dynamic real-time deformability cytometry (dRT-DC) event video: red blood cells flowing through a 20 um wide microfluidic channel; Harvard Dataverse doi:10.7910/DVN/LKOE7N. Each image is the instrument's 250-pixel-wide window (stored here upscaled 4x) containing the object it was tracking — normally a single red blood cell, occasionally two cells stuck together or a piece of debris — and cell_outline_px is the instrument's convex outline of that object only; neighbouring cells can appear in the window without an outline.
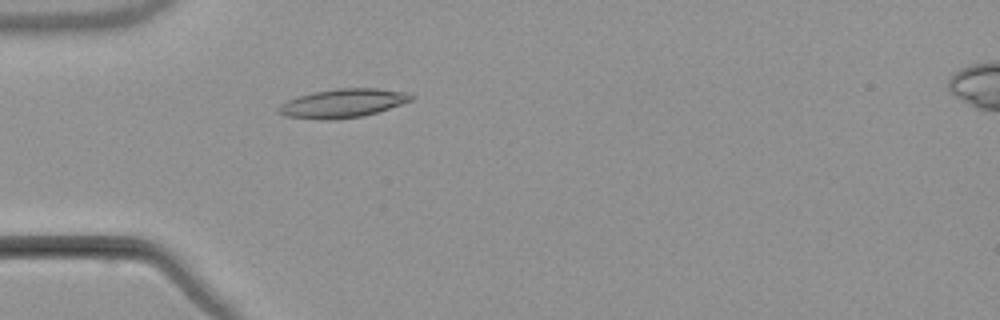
{"species": "common noctule bat (a hibernating species)", "species_latin": "Nyctalus noctula", "temperature_condition": "warm", "stored_images_in_passage": 1, "camera_frame_rate_fps": 3000, "um_per_image_px": 0.085, "animal": {"sex": "male", "body_mass_g": 21.5, "forearm_length_mm": 52.0}, "frame": {"image": 1, "passage_image": 1, "time_ms": 0.0, "image_size_px": [1000, 320], "cell_outline_px": [[412, 100], [364, 116], [328, 120], [324, 120], [284, 116], [276, 112], [276, 108], [280, 104], [288, 100], [312, 92], [336, 88], [376, 88], [408, 92], [412, 96]], "centroid_in_image_um": [29.08, 8.77], "position_along_channel_um": 55.9, "area_um2": 22.14}}